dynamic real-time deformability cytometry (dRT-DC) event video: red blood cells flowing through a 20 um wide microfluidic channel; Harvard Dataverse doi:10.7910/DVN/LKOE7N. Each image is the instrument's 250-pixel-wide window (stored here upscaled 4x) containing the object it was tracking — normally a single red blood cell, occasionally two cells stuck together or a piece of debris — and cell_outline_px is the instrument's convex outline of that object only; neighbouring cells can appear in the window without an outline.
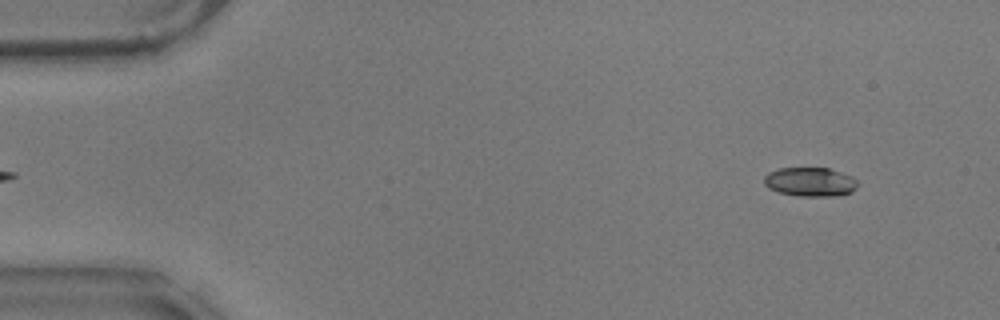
{"species": "common noctule bat (a hibernating species)", "species_latin": "Nyctalus noctula", "temperature_condition": "warm", "stored_images_in_passage": 55, "camera_frame_rate_fps": 3000, "um_per_image_px": 0.085, "animal": {"sex": "male", "body_mass_g": 17.9}, "frame": {"image": 1, "passage_image": 3, "time_ms": 0.667, "image_size_px": [1000, 320], "cell_outline_px": [[856, 188], [852, 192], [836, 196], [800, 196], [780, 192], [768, 188], [764, 184], [764, 176], [768, 172], [780, 168], [828, 168], [852, 176], [856, 180]], "centroid_in_image_um": [68.85, 15.46], "position_along_channel_um": 16.1, "area_um2": 15.78}}
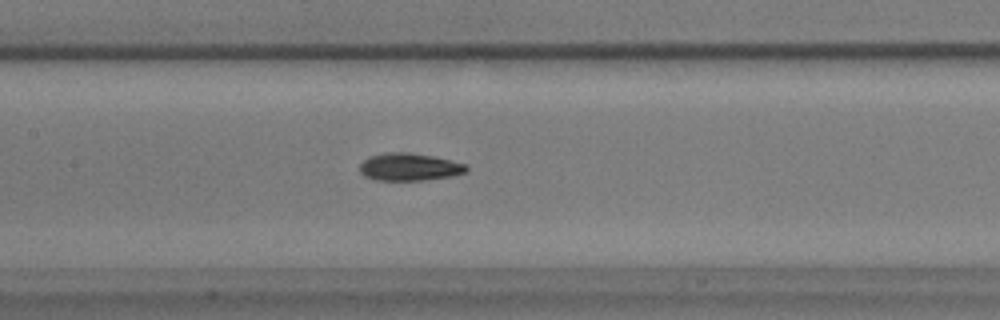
{"frame": {"image": 2, "passage_image": 25, "time_ms": 8.0, "image_size_px": [1000, 320], "cell_outline_px": [[468, 168], [464, 172], [452, 176], [424, 180], [376, 180], [364, 176], [360, 172], [360, 164], [368, 156], [388, 152], [408, 152], [432, 156], [464, 164]], "centroid_in_image_um": [34.74, 14.19], "position_along_channel_um": 172.7, "area_um2": 16.94}}
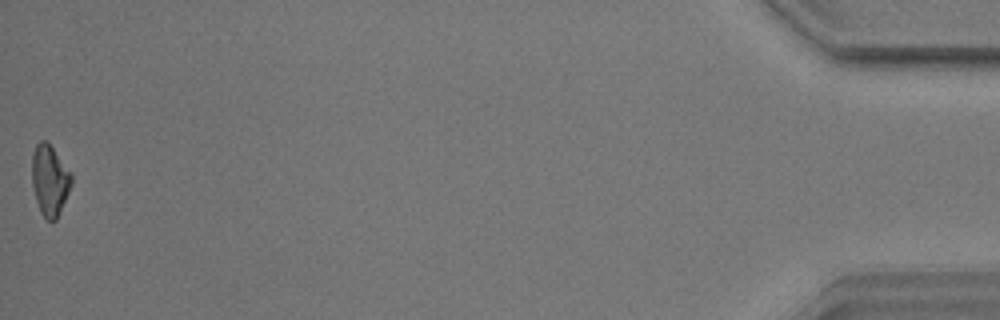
{"frame": {"image": 3, "passage_image": 55, "time_ms": 18.0, "image_size_px": [1000, 320], "cell_outline_px": [[72, 184], [56, 220], [48, 220], [40, 212], [36, 200], [32, 184], [32, 152], [36, 144], [40, 140], [48, 140], [72, 172]], "centroid_in_image_um": [4.23, 15.25], "position_along_channel_um": 431.0, "area_um2": 16.53}, "authors_computed_cell_mechanics": {"area_um2": 16.473, "velocity_mm_per_s": 3.5443, "shape_relaxation_time_tau1_ms": 3.229, "shape_relaxation_time_tau2_ms": 9.6864, "deformation_change_tau1": 0.1252, "deformation_change_tau2": 0.1397}}